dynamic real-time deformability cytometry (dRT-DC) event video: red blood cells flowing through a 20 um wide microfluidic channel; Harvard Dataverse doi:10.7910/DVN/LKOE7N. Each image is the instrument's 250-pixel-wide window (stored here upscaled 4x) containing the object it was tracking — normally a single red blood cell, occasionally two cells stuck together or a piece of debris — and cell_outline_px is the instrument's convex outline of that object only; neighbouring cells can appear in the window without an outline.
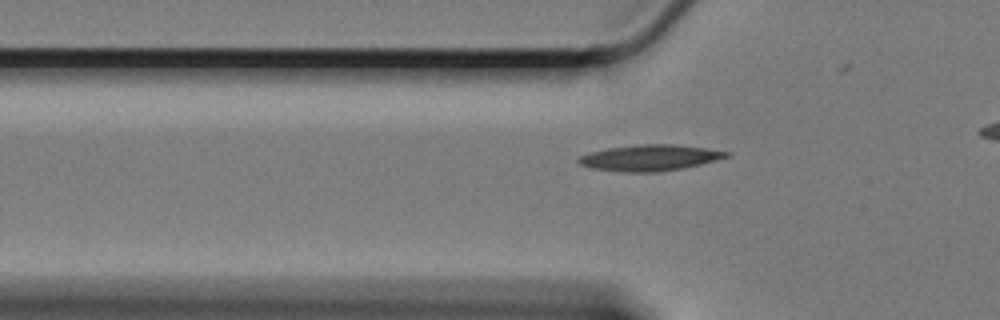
{"species": "Egyptian fruit bat (a non-hibernating species)", "species_latin": "Rousettus aegyptiacus", "temperature_condition": "cold", "stored_images_in_passage": 36, "camera_frame_rate_fps": 3000, "um_per_image_px": 0.085, "animal": {"sex": "female"}, "frame": {"image": 1, "passage_image": 3, "time_ms": 0.667, "image_size_px": [1000, 320], "cell_outline_px": [[732, 152], [728, 156], [700, 164], [684, 168], [660, 172], [620, 172], [592, 168], [580, 164], [576, 160], [580, 156], [588, 152], [608, 148], [636, 144], [672, 144], [704, 148]], "centroid_in_image_um": [55.19, 13.41], "position_along_channel_um": 70.6, "area_um2": 22.43}}
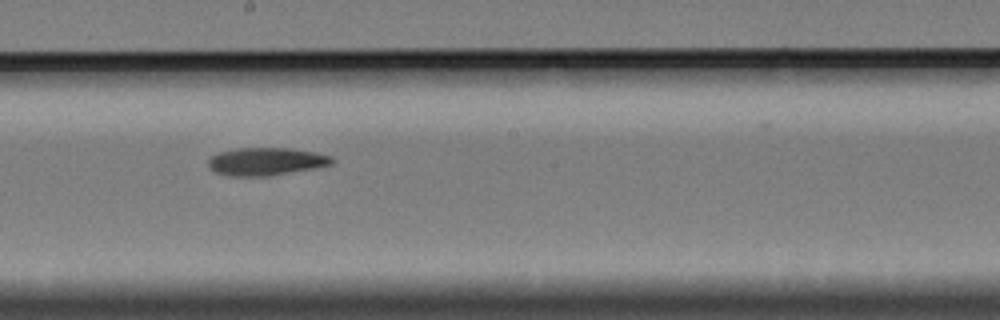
{"frame": {"image": 2, "passage_image": 17, "time_ms": 5.333, "image_size_px": [1000, 320], "cell_outline_px": [[336, 160], [332, 164], [312, 168], [268, 176], [228, 176], [216, 172], [208, 164], [208, 160], [212, 156], [220, 152], [240, 148], [288, 148], [316, 152], [332, 156]], "centroid_in_image_um": [22.64, 13.72], "position_along_channel_um": 225.6, "area_um2": 19.83}}
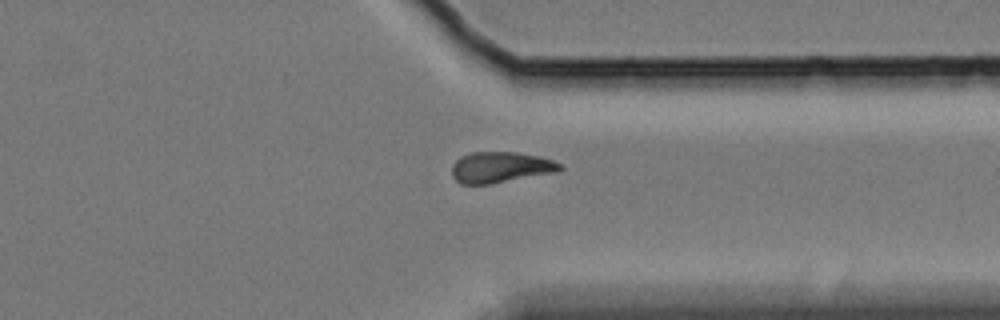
{"frame": {"image": 3, "passage_image": 30, "time_ms": 9.667, "image_size_px": [1000, 320], "cell_outline_px": [[564, 168], [556, 172], [488, 184], [460, 184], [452, 176], [452, 164], [460, 156], [472, 152], [516, 152], [540, 156], [552, 160], [560, 164]], "centroid_in_image_um": [42.52, 14.21], "position_along_channel_um": 368.9, "area_um2": 19.42}}